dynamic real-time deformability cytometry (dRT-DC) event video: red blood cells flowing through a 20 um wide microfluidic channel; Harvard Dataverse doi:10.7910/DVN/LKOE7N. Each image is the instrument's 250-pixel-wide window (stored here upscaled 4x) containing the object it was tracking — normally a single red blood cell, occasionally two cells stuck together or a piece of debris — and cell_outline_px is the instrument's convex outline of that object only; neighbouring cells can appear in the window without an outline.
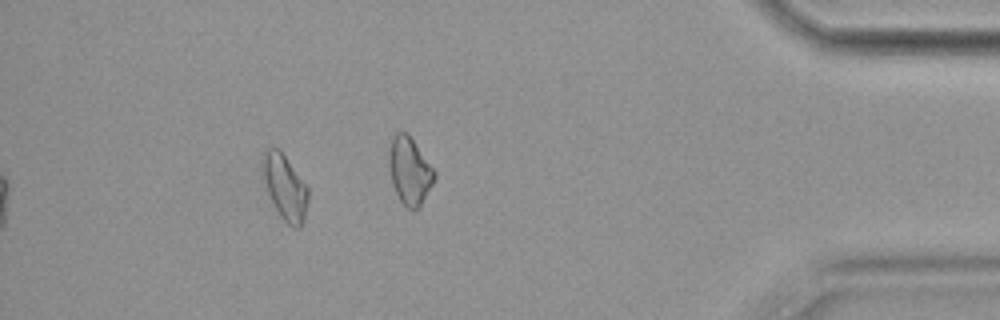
{"species": "common noctule bat (a hibernating species)", "species_latin": "Nyctalus noctula", "temperature_condition": "cold", "stored_images_in_passage": 40, "camera_frame_rate_fps": 3000, "um_per_image_px": 0.085, "animal": {"sex": "female", "body_mass_g": 19.9}, "frame": {"image": 1, "passage_image": 34, "time_ms": 11.0, "image_size_px": [1000, 320], "cell_outline_px": [[308, 200], [304, 220], [300, 228], [292, 228], [280, 216], [268, 192], [260, 168], [264, 152], [268, 148], [280, 148], [308, 188]], "centroid_in_image_um": [24.21, 15.9], "position_along_channel_um": 411.0, "area_um2": 17.28}}